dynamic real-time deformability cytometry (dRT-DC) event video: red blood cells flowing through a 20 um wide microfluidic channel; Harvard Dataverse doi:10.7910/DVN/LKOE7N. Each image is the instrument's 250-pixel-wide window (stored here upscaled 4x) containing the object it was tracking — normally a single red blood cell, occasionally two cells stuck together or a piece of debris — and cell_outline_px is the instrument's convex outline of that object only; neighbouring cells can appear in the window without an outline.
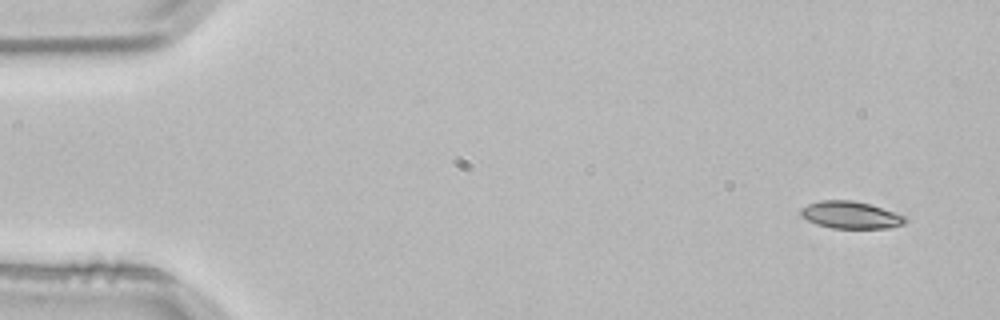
{"species": "common noctule bat (a hibernating species)", "species_latin": "Nyctalus noctula", "temperature_condition": "room temperature", "stored_images_in_passage": 4, "camera_frame_rate_fps": 3000, "um_per_image_px": 0.085, "animal": {"sex": "male", "body_mass_g": 21.5, "forearm_length_mm": 52.0}, "frame": {"image": 1, "passage_image": 1, "time_ms": 0.0, "image_size_px": [1000, 320], "cell_outline_px": [[908, 220], [904, 224], [888, 228], [832, 228], [816, 224], [800, 216], [800, 208], [808, 204], [820, 200], [852, 200], [868, 204], [908, 216]], "centroid_in_image_um": [72.31, 18.27], "position_along_channel_um": 12.7, "area_um2": 16.65}}
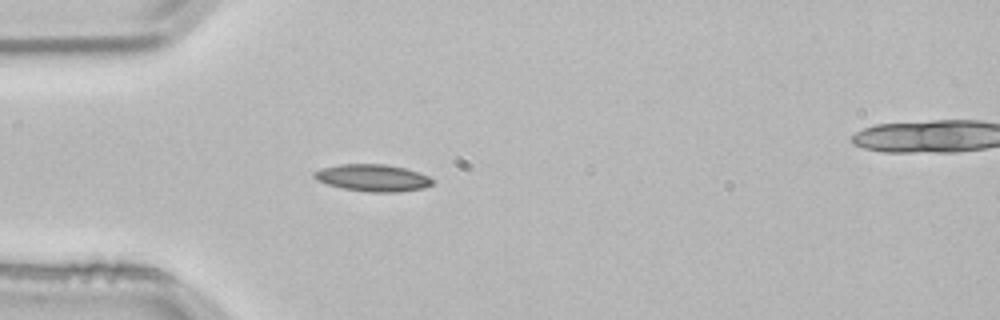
{"frame": {"image": 2, "passage_image": 3, "time_ms": 0.667, "image_size_px": [1000, 320], "cell_outline_px": [[432, 184], [424, 188], [396, 192], [368, 192], [344, 188], [328, 184], [316, 180], [312, 176], [312, 172], [320, 168], [340, 164], [384, 164], [404, 168], [428, 176], [432, 180]], "centroid_in_image_um": [31.62, 15.11], "position_along_channel_um": 53.4, "area_um2": 18.5}}